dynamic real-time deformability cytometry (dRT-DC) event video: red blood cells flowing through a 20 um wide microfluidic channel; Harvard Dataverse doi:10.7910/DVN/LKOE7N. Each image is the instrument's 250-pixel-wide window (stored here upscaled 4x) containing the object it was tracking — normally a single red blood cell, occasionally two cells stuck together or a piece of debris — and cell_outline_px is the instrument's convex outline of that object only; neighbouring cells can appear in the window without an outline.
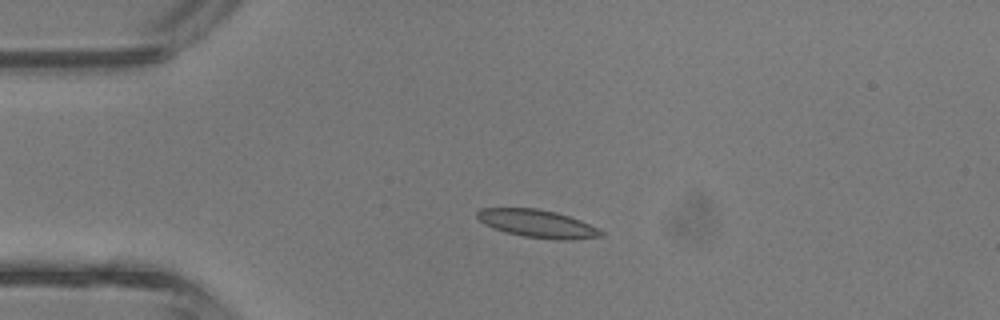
{"species": "common noctule bat (a hibernating species)", "species_latin": "Nyctalus noctula", "temperature_condition": "room temperature", "stored_images_in_passage": 3, "camera_frame_rate_fps": 3000, "um_per_image_px": 0.085, "animal": {"sex": "male", "body_mass_g": 13.3}, "frame": {"image": 1, "passage_image": 2, "time_ms": 0.333, "image_size_px": [1000, 320], "cell_outline_px": [[604, 236], [572, 240], [556, 240], [524, 236], [504, 232], [492, 228], [484, 224], [476, 216], [476, 212], [480, 208], [536, 208], [556, 212], [580, 220], [604, 232]], "centroid_in_image_um": [45.66, 19.01], "position_along_channel_um": 39.3, "area_um2": 20.11}}